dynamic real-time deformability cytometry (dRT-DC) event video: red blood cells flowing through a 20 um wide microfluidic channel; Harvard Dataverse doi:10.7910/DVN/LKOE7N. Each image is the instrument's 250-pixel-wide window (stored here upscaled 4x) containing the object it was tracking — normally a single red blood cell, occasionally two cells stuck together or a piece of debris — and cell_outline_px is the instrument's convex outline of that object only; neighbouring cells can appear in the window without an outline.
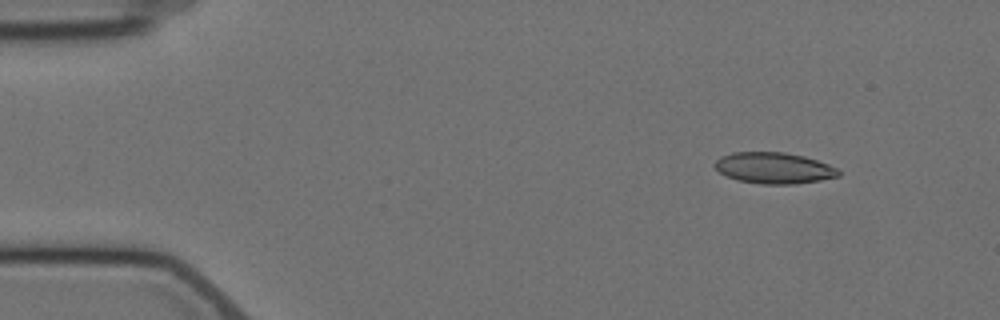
{"species": "Egyptian fruit bat (a non-hibernating species)", "species_latin": "Rousettus aegyptiacus", "temperature_condition": "cold", "stored_images_in_passage": 3, "camera_frame_rate_fps": 3000, "um_per_image_px": 0.085, "animal": {"sex": "female"}, "frame": {"image": 1, "passage_image": 1, "time_ms": 0.0, "image_size_px": [1000, 320], "cell_outline_px": [[840, 176], [820, 180], [796, 184], [760, 184], [736, 180], [720, 172], [716, 168], [716, 160], [720, 156], [732, 152], [784, 152], [804, 156], [828, 164], [836, 168], [840, 172]], "centroid_in_image_um": [65.79, 14.28], "position_along_channel_um": 19.2, "area_um2": 22.43}}